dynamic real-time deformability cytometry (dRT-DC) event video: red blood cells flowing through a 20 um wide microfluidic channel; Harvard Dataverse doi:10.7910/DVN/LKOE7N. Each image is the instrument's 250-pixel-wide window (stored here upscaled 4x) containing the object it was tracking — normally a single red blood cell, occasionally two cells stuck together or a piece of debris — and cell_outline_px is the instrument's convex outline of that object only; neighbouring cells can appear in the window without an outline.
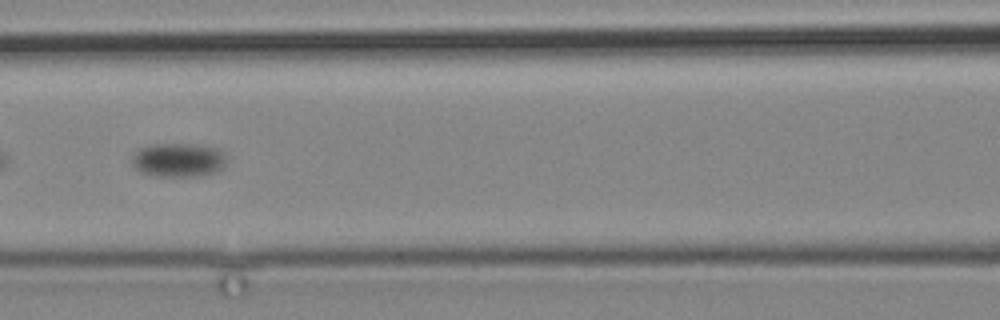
{"species": "common noctule bat (a hibernating species)", "species_latin": "Nyctalus noctula", "temperature_condition": "cold", "stored_images_in_passage": 16, "camera_frame_rate_fps": 3000, "um_per_image_px": 0.085, "animal": {"sex": "male", "body_mass_g": 19.2, "forearm_length_mm": 51.8}, "frame": {"image": 1, "passage_image": 16, "time_ms": 18.667, "image_size_px": [1000, 320], "cell_outline_px": [[224, 164], [220, 168], [212, 172], [196, 176], [156, 176], [140, 172], [132, 168], [132, 156], [140, 148], [148, 144], [204, 144], [220, 148], [224, 156]], "centroid_in_image_um": [15.11, 13.57], "position_along_channel_um": 151.5, "area_um2": 18.79}}